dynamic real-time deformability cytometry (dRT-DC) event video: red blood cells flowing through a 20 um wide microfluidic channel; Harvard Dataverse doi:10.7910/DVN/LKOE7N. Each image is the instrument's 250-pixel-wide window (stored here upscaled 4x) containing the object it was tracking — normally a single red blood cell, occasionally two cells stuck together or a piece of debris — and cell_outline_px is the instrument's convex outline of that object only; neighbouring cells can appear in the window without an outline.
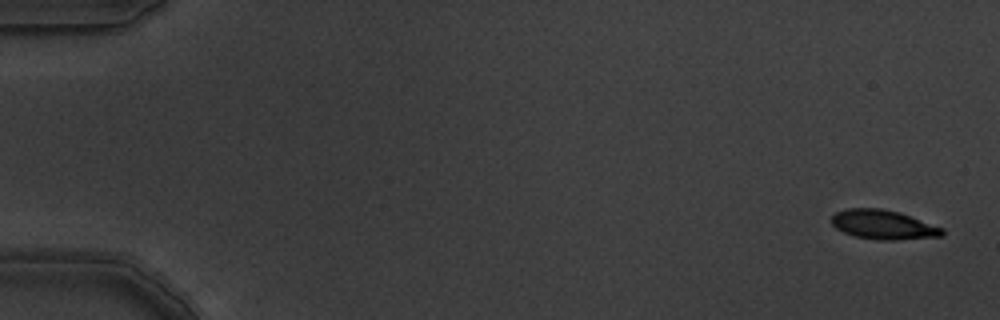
{"species": "common noctule bat (a hibernating species)", "species_latin": "Nyctalus noctula", "temperature_condition": "warm", "stored_images_in_passage": 10, "camera_frame_rate_fps": 3000, "um_per_image_px": 0.085, "animal": {"sex": "male", "body_mass_g": 19.5, "forearm_length_mm": 54.6}, "frame": {"image": 1, "passage_image": 1, "time_ms": 0.0, "image_size_px": [1000, 320], "cell_outline_px": [[944, 236], [896, 240], [880, 240], [856, 236], [844, 232], [836, 228], [832, 224], [832, 216], [836, 212], [848, 208], [880, 208], [900, 212], [944, 228]], "centroid_in_image_um": [75.11, 19.09], "position_along_channel_um": 9.9, "area_um2": 18.9}}